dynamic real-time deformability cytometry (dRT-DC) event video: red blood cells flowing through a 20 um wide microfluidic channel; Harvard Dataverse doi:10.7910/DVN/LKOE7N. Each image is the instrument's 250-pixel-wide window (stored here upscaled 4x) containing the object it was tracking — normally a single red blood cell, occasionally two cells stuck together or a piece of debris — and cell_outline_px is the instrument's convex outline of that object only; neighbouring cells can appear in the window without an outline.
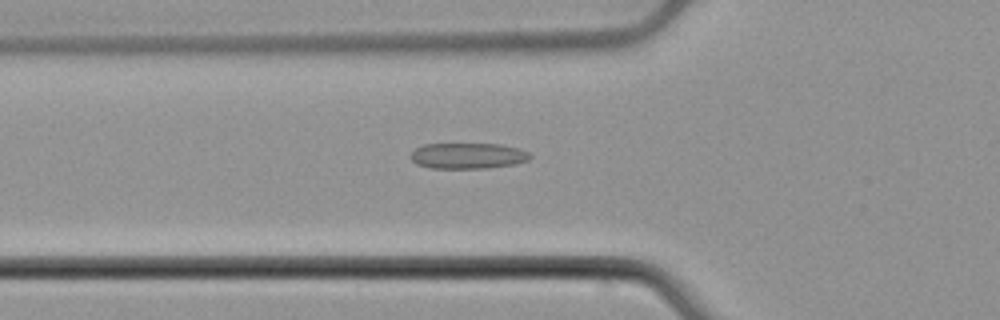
{"species": "common noctule bat (a hibernating species)", "species_latin": "Nyctalus noctula", "temperature_condition": "cold", "stored_images_in_passage": 53, "camera_frame_rate_fps": 3000, "um_per_image_px": 0.085, "animal": {"sex": "male", "body_mass_g": 21.5, "forearm_length_mm": 52.0}, "frame": {"image": 1, "passage_image": 19, "time_ms": 6.0, "image_size_px": [1000, 320], "cell_outline_px": [[532, 156], [528, 160], [516, 164], [484, 168], [432, 168], [416, 164], [408, 156], [416, 148], [424, 144], [500, 144], [520, 148], [528, 152]], "centroid_in_image_um": [39.77, 13.24], "position_along_channel_um": 86.0, "area_um2": 18.03}}
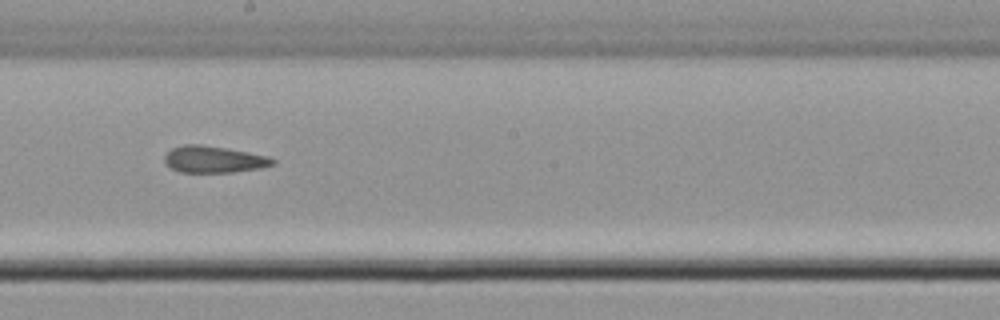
{"frame": {"image": 2, "passage_image": 30, "time_ms": 9.667, "image_size_px": [1000, 320], "cell_outline_px": [[276, 164], [260, 168], [232, 172], [180, 172], [172, 168], [164, 160], [164, 156], [172, 148], [184, 144], [200, 144], [228, 148], [268, 156], [276, 160]], "centroid_in_image_um": [18.2, 13.54], "position_along_channel_um": 230.0, "area_um2": 16.82}}
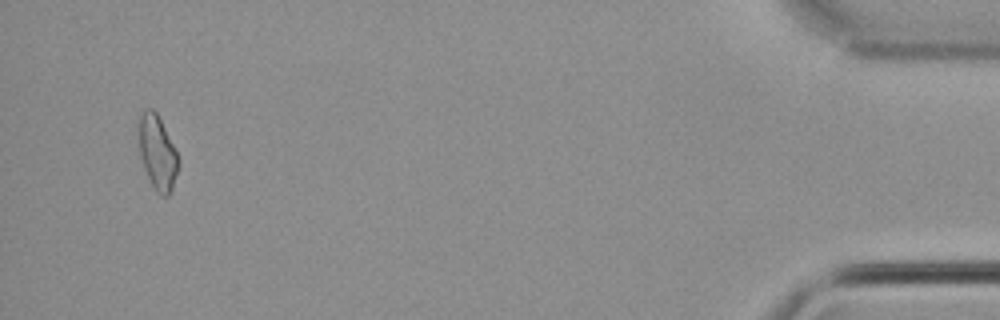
{"frame": {"image": 3, "passage_image": 51, "time_ms": 16.667, "image_size_px": [1000, 320], "cell_outline_px": [[180, 164], [172, 192], [168, 196], [164, 196], [156, 192], [148, 176], [140, 156], [136, 140], [136, 116], [144, 108], [152, 108], [156, 112], [180, 160]], "centroid_in_image_um": [13.32, 12.9], "position_along_channel_um": 421.9, "area_um2": 17.8}, "authors_computed_cell_mechanics": {"area_um2": 17.8024, "velocity_mm_per_s": 3.917, "shape_relaxation_time_tau1_ms": null, "shape_relaxation_time_tau2_ms": 3.137, "deformation_change_tau1": null, "deformation_change_tau2": 0.126}}